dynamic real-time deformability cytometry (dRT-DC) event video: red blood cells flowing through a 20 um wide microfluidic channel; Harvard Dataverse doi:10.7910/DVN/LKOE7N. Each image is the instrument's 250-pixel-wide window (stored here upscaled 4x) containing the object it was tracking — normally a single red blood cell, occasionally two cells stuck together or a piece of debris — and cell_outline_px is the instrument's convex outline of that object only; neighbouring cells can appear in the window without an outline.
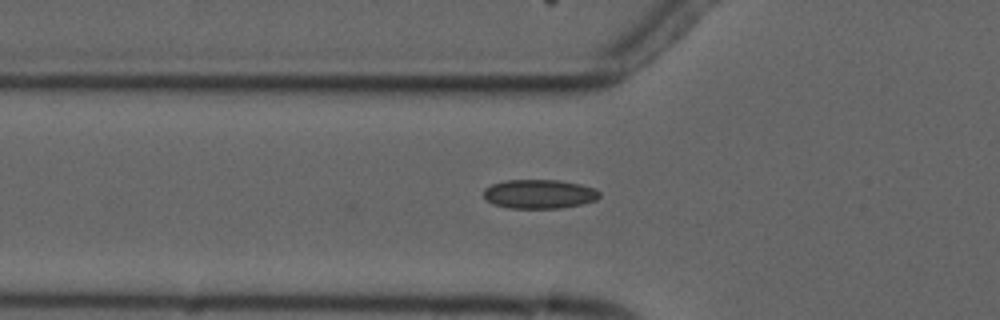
{"species": "common noctule bat (a hibernating species)", "species_latin": "Nyctalus noctula", "temperature_condition": "cold", "stored_images_in_passage": 6, "camera_frame_rate_fps": 3000, "um_per_image_px": 0.085, "animal": {"sex": "male", "forearm_length_mm": 52.5}, "frame": {"image": 1, "passage_image": 6, "time_ms": 6.667, "image_size_px": [1000, 320], "cell_outline_px": [[600, 196], [596, 200], [580, 204], [560, 208], [508, 208], [492, 204], [484, 200], [484, 188], [492, 184], [504, 180], [560, 180], [580, 184], [596, 188], [600, 192]], "centroid_in_image_um": [45.81, 16.49], "position_along_channel_um": 80.0, "area_um2": 19.83}}